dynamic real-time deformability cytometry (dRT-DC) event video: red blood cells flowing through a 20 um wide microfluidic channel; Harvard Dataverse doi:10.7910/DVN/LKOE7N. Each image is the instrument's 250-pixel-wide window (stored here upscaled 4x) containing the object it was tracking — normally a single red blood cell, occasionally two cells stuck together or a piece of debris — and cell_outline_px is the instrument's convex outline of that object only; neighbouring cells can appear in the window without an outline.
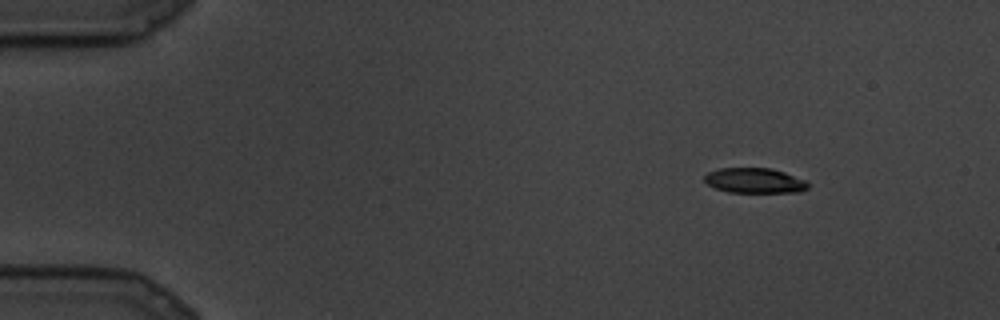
{"species": "common noctule bat (a hibernating species)", "species_latin": "Nyctalus noctula", "temperature_condition": "cold", "stored_images_in_passage": 82, "camera_frame_rate_fps": 3000, "um_per_image_px": 0.085, "animal": {"sex": "male", "body_mass_g": 19.5, "forearm_length_mm": 54.6}, "frame": {"image": 1, "passage_image": 1, "time_ms": 0.0, "image_size_px": [1000, 320], "cell_outline_px": [[808, 188], [800, 192], [728, 192], [716, 188], [708, 184], [704, 180], [704, 176], [708, 172], [720, 168], [772, 168], [784, 172], [804, 180], [808, 184]], "centroid_in_image_um": [64.13, 15.34], "position_along_channel_um": 20.9, "area_um2": 15.03}}
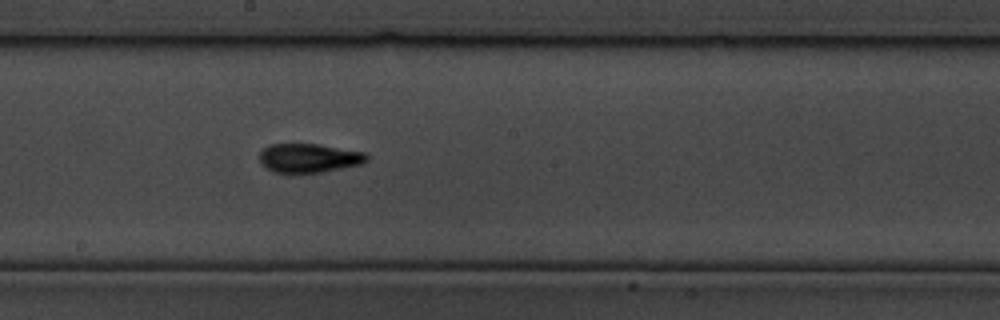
{"frame": {"image": 2, "passage_image": 41, "time_ms": 13.333, "image_size_px": [1000, 320], "cell_outline_px": [[368, 160], [364, 164], [320, 172], [276, 172], [268, 168], [260, 160], [260, 152], [268, 144], [316, 144], [364, 152], [368, 156]], "centroid_in_image_um": [26.3, 13.42], "position_along_channel_um": 221.9, "area_um2": 17.8}}
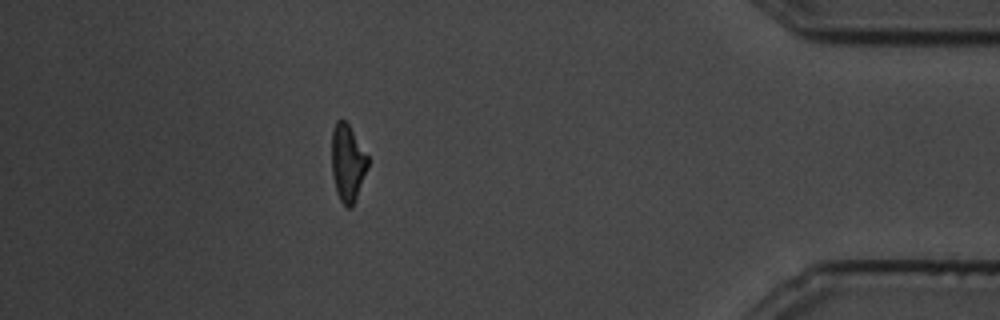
{"frame": {"image": 3, "passage_image": 72, "time_ms": 23.667, "image_size_px": [1000, 320], "cell_outline_px": [[368, 168], [352, 208], [348, 208], [340, 200], [336, 192], [332, 172], [332, 128], [336, 120], [344, 120], [348, 124], [368, 156]], "centroid_in_image_um": [29.54, 13.85], "position_along_channel_um": 405.7, "area_um2": 16.18}}